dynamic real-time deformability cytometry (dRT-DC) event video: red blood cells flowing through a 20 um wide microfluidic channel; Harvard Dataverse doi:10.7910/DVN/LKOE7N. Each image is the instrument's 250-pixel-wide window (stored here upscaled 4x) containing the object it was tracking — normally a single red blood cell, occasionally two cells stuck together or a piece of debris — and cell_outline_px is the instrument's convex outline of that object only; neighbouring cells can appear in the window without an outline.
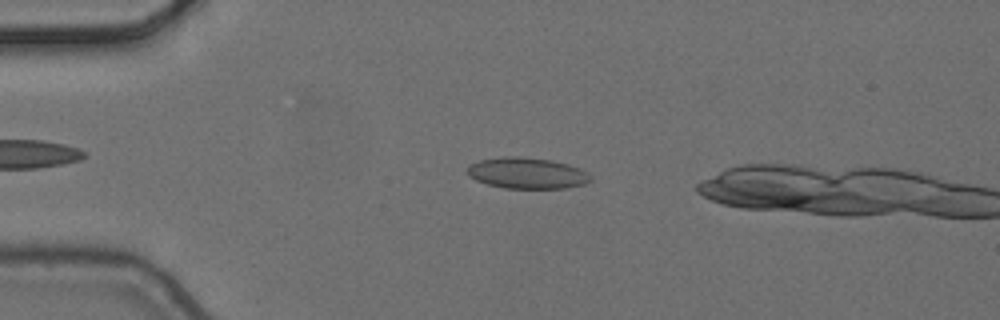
{"species": "common noctule bat (a hibernating species)", "species_latin": "Nyctalus noctula", "temperature_condition": "cold", "stored_images_in_passage": 4, "camera_frame_rate_fps": 3000, "um_per_image_px": 0.085, "animal": {"sex": "female", "body_mass_g": 24.6, "forearm_length_mm": 56.2}, "frame": {"image": 1, "passage_image": 2, "time_ms": 0.333, "image_size_px": [1000, 320], "cell_outline_px": [[592, 180], [584, 184], [564, 188], [504, 188], [488, 184], [476, 180], [468, 176], [468, 164], [480, 160], [500, 156], [524, 156], [552, 160], [568, 164], [580, 168], [588, 172], [592, 176]], "centroid_in_image_um": [44.81, 14.7], "position_along_channel_um": 40.2, "area_um2": 22.6}}